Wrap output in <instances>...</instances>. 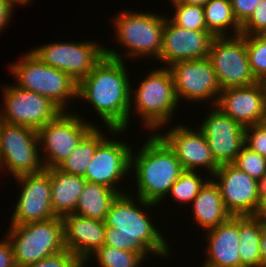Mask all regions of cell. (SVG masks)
<instances>
[{
    "label": "cell",
    "mask_w": 266,
    "mask_h": 267,
    "mask_svg": "<svg viewBox=\"0 0 266 267\" xmlns=\"http://www.w3.org/2000/svg\"><path fill=\"white\" fill-rule=\"evenodd\" d=\"M98 267H143L145 258L135 252L120 250L115 247L102 245L83 263V267H88V263L94 258Z\"/></svg>",
    "instance_id": "obj_29"
},
{
    "label": "cell",
    "mask_w": 266,
    "mask_h": 267,
    "mask_svg": "<svg viewBox=\"0 0 266 267\" xmlns=\"http://www.w3.org/2000/svg\"><path fill=\"white\" fill-rule=\"evenodd\" d=\"M207 58L222 90L258 82L248 61L246 35L215 37Z\"/></svg>",
    "instance_id": "obj_12"
},
{
    "label": "cell",
    "mask_w": 266,
    "mask_h": 267,
    "mask_svg": "<svg viewBox=\"0 0 266 267\" xmlns=\"http://www.w3.org/2000/svg\"><path fill=\"white\" fill-rule=\"evenodd\" d=\"M62 111L38 131L40 154L45 169L57 168L98 125L77 112ZM44 154V155H43Z\"/></svg>",
    "instance_id": "obj_8"
},
{
    "label": "cell",
    "mask_w": 266,
    "mask_h": 267,
    "mask_svg": "<svg viewBox=\"0 0 266 267\" xmlns=\"http://www.w3.org/2000/svg\"><path fill=\"white\" fill-rule=\"evenodd\" d=\"M27 267H83V263L69 250L65 249Z\"/></svg>",
    "instance_id": "obj_37"
},
{
    "label": "cell",
    "mask_w": 266,
    "mask_h": 267,
    "mask_svg": "<svg viewBox=\"0 0 266 267\" xmlns=\"http://www.w3.org/2000/svg\"><path fill=\"white\" fill-rule=\"evenodd\" d=\"M105 129L109 130V136L112 139L106 137L98 145L83 178L88 182L98 183L119 194H124L127 190L123 189L122 185L119 186V182L123 183L127 178L126 175L129 177L131 173L132 145L125 143L124 139L120 141L114 137L116 134L120 136L126 133L127 130H114L109 127Z\"/></svg>",
    "instance_id": "obj_10"
},
{
    "label": "cell",
    "mask_w": 266,
    "mask_h": 267,
    "mask_svg": "<svg viewBox=\"0 0 266 267\" xmlns=\"http://www.w3.org/2000/svg\"><path fill=\"white\" fill-rule=\"evenodd\" d=\"M216 107L247 127L266 122V83L232 87L221 91Z\"/></svg>",
    "instance_id": "obj_20"
},
{
    "label": "cell",
    "mask_w": 266,
    "mask_h": 267,
    "mask_svg": "<svg viewBox=\"0 0 266 267\" xmlns=\"http://www.w3.org/2000/svg\"><path fill=\"white\" fill-rule=\"evenodd\" d=\"M255 217L262 223L266 224V189H263L260 206Z\"/></svg>",
    "instance_id": "obj_41"
},
{
    "label": "cell",
    "mask_w": 266,
    "mask_h": 267,
    "mask_svg": "<svg viewBox=\"0 0 266 267\" xmlns=\"http://www.w3.org/2000/svg\"><path fill=\"white\" fill-rule=\"evenodd\" d=\"M134 11H129L127 8L116 14L115 18H110L113 24L111 26L114 29V38H116L114 42L117 40L116 43L123 47L124 54L119 53L114 47H105V54L108 57L125 61L127 58L136 60L139 57L158 61L167 15Z\"/></svg>",
    "instance_id": "obj_4"
},
{
    "label": "cell",
    "mask_w": 266,
    "mask_h": 267,
    "mask_svg": "<svg viewBox=\"0 0 266 267\" xmlns=\"http://www.w3.org/2000/svg\"><path fill=\"white\" fill-rule=\"evenodd\" d=\"M9 226L5 235L11 243L16 267H27L66 249L61 217Z\"/></svg>",
    "instance_id": "obj_7"
},
{
    "label": "cell",
    "mask_w": 266,
    "mask_h": 267,
    "mask_svg": "<svg viewBox=\"0 0 266 267\" xmlns=\"http://www.w3.org/2000/svg\"><path fill=\"white\" fill-rule=\"evenodd\" d=\"M260 0H230L234 16L242 26L253 14Z\"/></svg>",
    "instance_id": "obj_38"
},
{
    "label": "cell",
    "mask_w": 266,
    "mask_h": 267,
    "mask_svg": "<svg viewBox=\"0 0 266 267\" xmlns=\"http://www.w3.org/2000/svg\"><path fill=\"white\" fill-rule=\"evenodd\" d=\"M3 107L0 117L3 122L21 125L38 131L54 120L62 110L49 98L32 91L3 84Z\"/></svg>",
    "instance_id": "obj_13"
},
{
    "label": "cell",
    "mask_w": 266,
    "mask_h": 267,
    "mask_svg": "<svg viewBox=\"0 0 266 267\" xmlns=\"http://www.w3.org/2000/svg\"><path fill=\"white\" fill-rule=\"evenodd\" d=\"M2 122H3V121H2V119H1V117H0V128H1V124H2Z\"/></svg>",
    "instance_id": "obj_46"
},
{
    "label": "cell",
    "mask_w": 266,
    "mask_h": 267,
    "mask_svg": "<svg viewBox=\"0 0 266 267\" xmlns=\"http://www.w3.org/2000/svg\"><path fill=\"white\" fill-rule=\"evenodd\" d=\"M0 167L13 178L45 169L36 130L2 122L0 128ZM3 169V170H2Z\"/></svg>",
    "instance_id": "obj_9"
},
{
    "label": "cell",
    "mask_w": 266,
    "mask_h": 267,
    "mask_svg": "<svg viewBox=\"0 0 266 267\" xmlns=\"http://www.w3.org/2000/svg\"><path fill=\"white\" fill-rule=\"evenodd\" d=\"M173 7L174 15L168 18L175 25L184 29L207 31L203 6L177 3Z\"/></svg>",
    "instance_id": "obj_32"
},
{
    "label": "cell",
    "mask_w": 266,
    "mask_h": 267,
    "mask_svg": "<svg viewBox=\"0 0 266 267\" xmlns=\"http://www.w3.org/2000/svg\"><path fill=\"white\" fill-rule=\"evenodd\" d=\"M245 146L266 158V122L245 127Z\"/></svg>",
    "instance_id": "obj_35"
},
{
    "label": "cell",
    "mask_w": 266,
    "mask_h": 267,
    "mask_svg": "<svg viewBox=\"0 0 266 267\" xmlns=\"http://www.w3.org/2000/svg\"><path fill=\"white\" fill-rule=\"evenodd\" d=\"M203 10L207 31L215 37L241 35V25L234 16L230 0H209Z\"/></svg>",
    "instance_id": "obj_27"
},
{
    "label": "cell",
    "mask_w": 266,
    "mask_h": 267,
    "mask_svg": "<svg viewBox=\"0 0 266 267\" xmlns=\"http://www.w3.org/2000/svg\"><path fill=\"white\" fill-rule=\"evenodd\" d=\"M232 164L264 186L266 182V158L244 145Z\"/></svg>",
    "instance_id": "obj_33"
},
{
    "label": "cell",
    "mask_w": 266,
    "mask_h": 267,
    "mask_svg": "<svg viewBox=\"0 0 266 267\" xmlns=\"http://www.w3.org/2000/svg\"><path fill=\"white\" fill-rule=\"evenodd\" d=\"M204 234L206 256L201 267H241L239 216H231L217 227L204 231Z\"/></svg>",
    "instance_id": "obj_21"
},
{
    "label": "cell",
    "mask_w": 266,
    "mask_h": 267,
    "mask_svg": "<svg viewBox=\"0 0 266 267\" xmlns=\"http://www.w3.org/2000/svg\"><path fill=\"white\" fill-rule=\"evenodd\" d=\"M14 179L21 189L9 225H22L57 217L51 206L50 168Z\"/></svg>",
    "instance_id": "obj_16"
},
{
    "label": "cell",
    "mask_w": 266,
    "mask_h": 267,
    "mask_svg": "<svg viewBox=\"0 0 266 267\" xmlns=\"http://www.w3.org/2000/svg\"><path fill=\"white\" fill-rule=\"evenodd\" d=\"M208 108L198 128L205 135L215 160L219 164L232 163L245 145V127L218 107Z\"/></svg>",
    "instance_id": "obj_18"
},
{
    "label": "cell",
    "mask_w": 266,
    "mask_h": 267,
    "mask_svg": "<svg viewBox=\"0 0 266 267\" xmlns=\"http://www.w3.org/2000/svg\"><path fill=\"white\" fill-rule=\"evenodd\" d=\"M169 1H170V3H171L172 5L177 4V3H182V2H183V0H169Z\"/></svg>",
    "instance_id": "obj_45"
},
{
    "label": "cell",
    "mask_w": 266,
    "mask_h": 267,
    "mask_svg": "<svg viewBox=\"0 0 266 267\" xmlns=\"http://www.w3.org/2000/svg\"><path fill=\"white\" fill-rule=\"evenodd\" d=\"M191 205L194 224L207 231L227 221L232 215L224 206L218 185L210 178Z\"/></svg>",
    "instance_id": "obj_23"
},
{
    "label": "cell",
    "mask_w": 266,
    "mask_h": 267,
    "mask_svg": "<svg viewBox=\"0 0 266 267\" xmlns=\"http://www.w3.org/2000/svg\"><path fill=\"white\" fill-rule=\"evenodd\" d=\"M14 5L18 6V5H27L32 3V1L34 0H10Z\"/></svg>",
    "instance_id": "obj_44"
},
{
    "label": "cell",
    "mask_w": 266,
    "mask_h": 267,
    "mask_svg": "<svg viewBox=\"0 0 266 267\" xmlns=\"http://www.w3.org/2000/svg\"><path fill=\"white\" fill-rule=\"evenodd\" d=\"M159 132L158 130L156 134L174 152L184 170H206L211 178L219 168L220 164L215 160L205 135L198 127L193 130L179 122L166 132Z\"/></svg>",
    "instance_id": "obj_17"
},
{
    "label": "cell",
    "mask_w": 266,
    "mask_h": 267,
    "mask_svg": "<svg viewBox=\"0 0 266 267\" xmlns=\"http://www.w3.org/2000/svg\"><path fill=\"white\" fill-rule=\"evenodd\" d=\"M125 60L104 56L103 59L78 82L77 100L92 105L99 120L114 130H128L131 76Z\"/></svg>",
    "instance_id": "obj_1"
},
{
    "label": "cell",
    "mask_w": 266,
    "mask_h": 267,
    "mask_svg": "<svg viewBox=\"0 0 266 267\" xmlns=\"http://www.w3.org/2000/svg\"><path fill=\"white\" fill-rule=\"evenodd\" d=\"M214 38L209 31L180 28L167 16L158 61L160 60L163 67H168L179 61L207 58Z\"/></svg>",
    "instance_id": "obj_19"
},
{
    "label": "cell",
    "mask_w": 266,
    "mask_h": 267,
    "mask_svg": "<svg viewBox=\"0 0 266 267\" xmlns=\"http://www.w3.org/2000/svg\"><path fill=\"white\" fill-rule=\"evenodd\" d=\"M104 245L115 247L120 250L130 251L141 254L146 260L149 255L136 241L116 233V229L106 226Z\"/></svg>",
    "instance_id": "obj_34"
},
{
    "label": "cell",
    "mask_w": 266,
    "mask_h": 267,
    "mask_svg": "<svg viewBox=\"0 0 266 267\" xmlns=\"http://www.w3.org/2000/svg\"><path fill=\"white\" fill-rule=\"evenodd\" d=\"M86 180L82 176L50 168L51 206L57 217L75 212Z\"/></svg>",
    "instance_id": "obj_24"
},
{
    "label": "cell",
    "mask_w": 266,
    "mask_h": 267,
    "mask_svg": "<svg viewBox=\"0 0 266 267\" xmlns=\"http://www.w3.org/2000/svg\"><path fill=\"white\" fill-rule=\"evenodd\" d=\"M64 245L84 263L104 245L105 221L68 214L62 217Z\"/></svg>",
    "instance_id": "obj_22"
},
{
    "label": "cell",
    "mask_w": 266,
    "mask_h": 267,
    "mask_svg": "<svg viewBox=\"0 0 266 267\" xmlns=\"http://www.w3.org/2000/svg\"><path fill=\"white\" fill-rule=\"evenodd\" d=\"M0 239V267H16L13 249L6 235Z\"/></svg>",
    "instance_id": "obj_39"
},
{
    "label": "cell",
    "mask_w": 266,
    "mask_h": 267,
    "mask_svg": "<svg viewBox=\"0 0 266 267\" xmlns=\"http://www.w3.org/2000/svg\"><path fill=\"white\" fill-rule=\"evenodd\" d=\"M134 195L127 192L117 196L107 213L105 226L113 227L116 233L136 241L149 257L151 254L153 257L157 255L168 259L173 255L170 244L156 227L157 222L155 225L152 223L153 218H150L151 214L146 210V208L152 210L158 207V204Z\"/></svg>",
    "instance_id": "obj_3"
},
{
    "label": "cell",
    "mask_w": 266,
    "mask_h": 267,
    "mask_svg": "<svg viewBox=\"0 0 266 267\" xmlns=\"http://www.w3.org/2000/svg\"><path fill=\"white\" fill-rule=\"evenodd\" d=\"M118 192L98 183L86 181L75 212L78 216L105 221Z\"/></svg>",
    "instance_id": "obj_25"
},
{
    "label": "cell",
    "mask_w": 266,
    "mask_h": 267,
    "mask_svg": "<svg viewBox=\"0 0 266 267\" xmlns=\"http://www.w3.org/2000/svg\"><path fill=\"white\" fill-rule=\"evenodd\" d=\"M218 185L225 208L232 216H255L263 185L232 163L220 164L211 177Z\"/></svg>",
    "instance_id": "obj_15"
},
{
    "label": "cell",
    "mask_w": 266,
    "mask_h": 267,
    "mask_svg": "<svg viewBox=\"0 0 266 267\" xmlns=\"http://www.w3.org/2000/svg\"><path fill=\"white\" fill-rule=\"evenodd\" d=\"M19 61L10 63L15 86L49 98L62 111H69V101L77 99L78 83L67 73L44 64L28 50ZM21 59V60H20Z\"/></svg>",
    "instance_id": "obj_6"
},
{
    "label": "cell",
    "mask_w": 266,
    "mask_h": 267,
    "mask_svg": "<svg viewBox=\"0 0 266 267\" xmlns=\"http://www.w3.org/2000/svg\"><path fill=\"white\" fill-rule=\"evenodd\" d=\"M15 5L10 0H0V32L8 27V23L14 16Z\"/></svg>",
    "instance_id": "obj_40"
},
{
    "label": "cell",
    "mask_w": 266,
    "mask_h": 267,
    "mask_svg": "<svg viewBox=\"0 0 266 267\" xmlns=\"http://www.w3.org/2000/svg\"><path fill=\"white\" fill-rule=\"evenodd\" d=\"M262 223L255 216H239V255L241 267H262Z\"/></svg>",
    "instance_id": "obj_26"
},
{
    "label": "cell",
    "mask_w": 266,
    "mask_h": 267,
    "mask_svg": "<svg viewBox=\"0 0 266 267\" xmlns=\"http://www.w3.org/2000/svg\"><path fill=\"white\" fill-rule=\"evenodd\" d=\"M202 172L185 170L176 182L170 187L167 199L169 196L173 197V201L190 205L196 196L199 194L200 189L210 179L209 177L203 178ZM190 203V204H189Z\"/></svg>",
    "instance_id": "obj_30"
},
{
    "label": "cell",
    "mask_w": 266,
    "mask_h": 267,
    "mask_svg": "<svg viewBox=\"0 0 266 267\" xmlns=\"http://www.w3.org/2000/svg\"><path fill=\"white\" fill-rule=\"evenodd\" d=\"M173 77L175 93L180 105L189 102L190 105L209 102L216 106L222 89L208 58L200 60L179 61L167 67ZM213 99V100H212ZM191 101V103H190Z\"/></svg>",
    "instance_id": "obj_14"
},
{
    "label": "cell",
    "mask_w": 266,
    "mask_h": 267,
    "mask_svg": "<svg viewBox=\"0 0 266 267\" xmlns=\"http://www.w3.org/2000/svg\"><path fill=\"white\" fill-rule=\"evenodd\" d=\"M132 85L134 84H131L129 124L130 121L133 123L132 116H138L147 131L156 133L160 128L165 130L162 128L165 126L168 129L167 125H172L176 113L174 111L180 106L170 70L162 66L149 69L148 75L139 82V86L136 85L137 88Z\"/></svg>",
    "instance_id": "obj_5"
},
{
    "label": "cell",
    "mask_w": 266,
    "mask_h": 267,
    "mask_svg": "<svg viewBox=\"0 0 266 267\" xmlns=\"http://www.w3.org/2000/svg\"><path fill=\"white\" fill-rule=\"evenodd\" d=\"M266 34V0H260L251 17L241 26V35Z\"/></svg>",
    "instance_id": "obj_36"
},
{
    "label": "cell",
    "mask_w": 266,
    "mask_h": 267,
    "mask_svg": "<svg viewBox=\"0 0 266 267\" xmlns=\"http://www.w3.org/2000/svg\"><path fill=\"white\" fill-rule=\"evenodd\" d=\"M100 128L95 127L57 168L62 172L84 177L95 150L106 138Z\"/></svg>",
    "instance_id": "obj_28"
},
{
    "label": "cell",
    "mask_w": 266,
    "mask_h": 267,
    "mask_svg": "<svg viewBox=\"0 0 266 267\" xmlns=\"http://www.w3.org/2000/svg\"><path fill=\"white\" fill-rule=\"evenodd\" d=\"M260 249L262 257V267H266V224L262 225Z\"/></svg>",
    "instance_id": "obj_42"
},
{
    "label": "cell",
    "mask_w": 266,
    "mask_h": 267,
    "mask_svg": "<svg viewBox=\"0 0 266 267\" xmlns=\"http://www.w3.org/2000/svg\"><path fill=\"white\" fill-rule=\"evenodd\" d=\"M96 41H52L30 51L44 64L67 73L77 83L103 59L105 47Z\"/></svg>",
    "instance_id": "obj_11"
},
{
    "label": "cell",
    "mask_w": 266,
    "mask_h": 267,
    "mask_svg": "<svg viewBox=\"0 0 266 267\" xmlns=\"http://www.w3.org/2000/svg\"><path fill=\"white\" fill-rule=\"evenodd\" d=\"M246 49L253 75L266 83V34L246 35Z\"/></svg>",
    "instance_id": "obj_31"
},
{
    "label": "cell",
    "mask_w": 266,
    "mask_h": 267,
    "mask_svg": "<svg viewBox=\"0 0 266 267\" xmlns=\"http://www.w3.org/2000/svg\"><path fill=\"white\" fill-rule=\"evenodd\" d=\"M150 134L140 148H132L129 178H135V196L159 205L185 170L169 146Z\"/></svg>",
    "instance_id": "obj_2"
},
{
    "label": "cell",
    "mask_w": 266,
    "mask_h": 267,
    "mask_svg": "<svg viewBox=\"0 0 266 267\" xmlns=\"http://www.w3.org/2000/svg\"><path fill=\"white\" fill-rule=\"evenodd\" d=\"M209 0H183V4L204 6Z\"/></svg>",
    "instance_id": "obj_43"
}]
</instances>
